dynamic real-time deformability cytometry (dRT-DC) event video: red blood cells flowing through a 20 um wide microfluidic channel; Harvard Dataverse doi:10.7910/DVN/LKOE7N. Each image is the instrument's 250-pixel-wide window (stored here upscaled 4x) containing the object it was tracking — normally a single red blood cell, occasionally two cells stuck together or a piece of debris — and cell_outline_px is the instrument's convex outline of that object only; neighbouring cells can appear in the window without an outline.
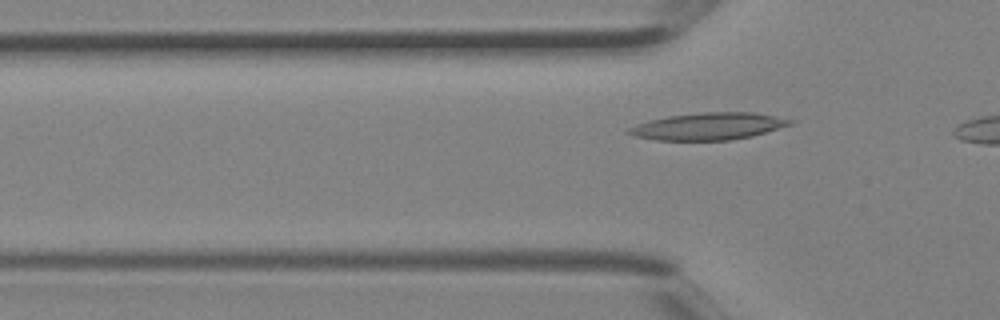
{"species": "Egyptian fruit bat (a non-hibernating species)", "species_latin": "Rousettus aegyptiacus", "temperature_condition": "room temperature", "stored_images_in_passage": 4, "segment_of_instrument_passage": [2, 2], "camera_frame_rate_fps": 3000, "um_per_image_px": 0.085, "animal": {"sex": "female"}, "frame": {"image": 1, "passage_image": 4, "time_ms": 1.0, "image_size_px": [1000, 320], "cell_outline_px": [[796, 120], [792, 124], [752, 136], [732, 140], [656, 140], [636, 136], [628, 132], [628, 128], [636, 124], [648, 120], [668, 116], [704, 112], [752, 112]], "centroid_in_image_um": [60.23, 10.73], "position_along_channel_um": 65.6, "area_um2": 25.32}}